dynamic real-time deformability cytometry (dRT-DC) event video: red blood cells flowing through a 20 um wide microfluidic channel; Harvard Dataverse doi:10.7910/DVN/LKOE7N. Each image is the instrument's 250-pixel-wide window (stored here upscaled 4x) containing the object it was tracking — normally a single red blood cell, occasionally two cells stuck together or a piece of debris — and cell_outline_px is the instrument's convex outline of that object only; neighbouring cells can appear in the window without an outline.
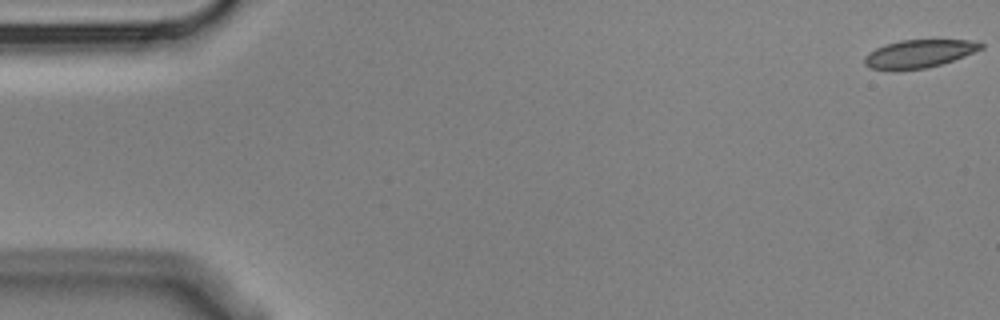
{"species": "Egyptian fruit bat (a non-hibernating species)", "species_latin": "Rousettus aegyptiacus", "temperature_condition": "cold", "stored_images_in_passage": 9, "camera_frame_rate_fps": 3000, "um_per_image_px": 0.085, "animal": {"sex": "male"}, "frame": {"image": 1, "passage_image": 1, "time_ms": 0.0, "image_size_px": [1000, 320], "cell_outline_px": [[984, 48], [964, 56], [928, 68], [896, 72], [868, 68], [864, 64], [864, 56], [868, 52], [876, 48], [900, 40], [968, 40], [984, 44]], "centroid_in_image_um": [78.05, 4.6], "position_along_channel_um": 7.0, "area_um2": 19.31}}
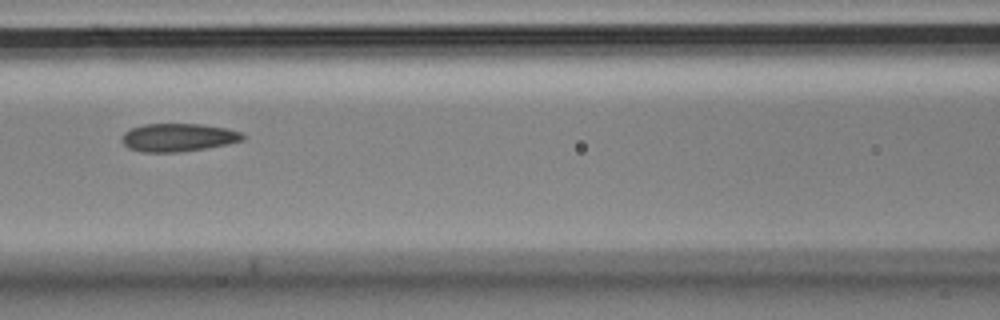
{"frame": {"image": 2, "passage_image": 7, "time_ms": 2.0, "image_size_px": [1000, 320], "cell_outline_px": [[244, 140], [228, 144], [208, 148], [180, 152], [144, 152], [128, 148], [120, 140], [120, 136], [124, 132], [132, 128], [144, 124], [200, 124], [224, 128], [240, 132], [244, 136]], "centroid_in_image_um": [15.11, 11.69], "position_along_channel_um": 151.5, "area_um2": 19.83}}
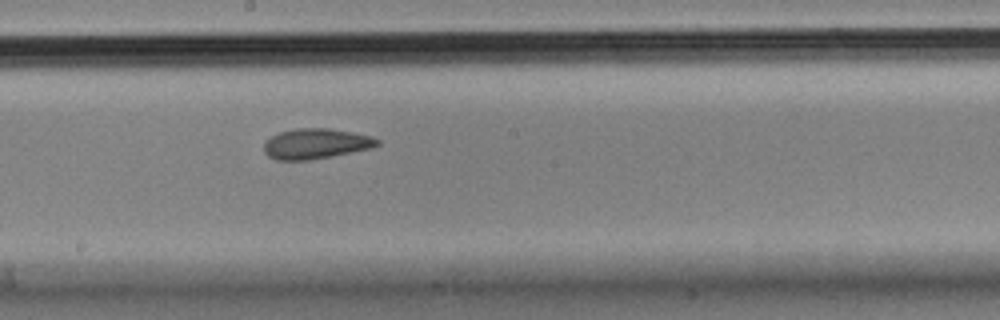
{"frame": {"image": 3, "passage_image": 9, "time_ms": 2.667, "image_size_px": [1000, 320], "cell_outline_px": [[380, 144], [372, 148], [308, 160], [276, 160], [268, 156], [264, 152], [264, 140], [280, 132], [296, 128], [328, 128], [372, 136], [380, 140]], "centroid_in_image_um": [26.82, 12.21], "position_along_channel_um": 221.4, "area_um2": 19.94}}